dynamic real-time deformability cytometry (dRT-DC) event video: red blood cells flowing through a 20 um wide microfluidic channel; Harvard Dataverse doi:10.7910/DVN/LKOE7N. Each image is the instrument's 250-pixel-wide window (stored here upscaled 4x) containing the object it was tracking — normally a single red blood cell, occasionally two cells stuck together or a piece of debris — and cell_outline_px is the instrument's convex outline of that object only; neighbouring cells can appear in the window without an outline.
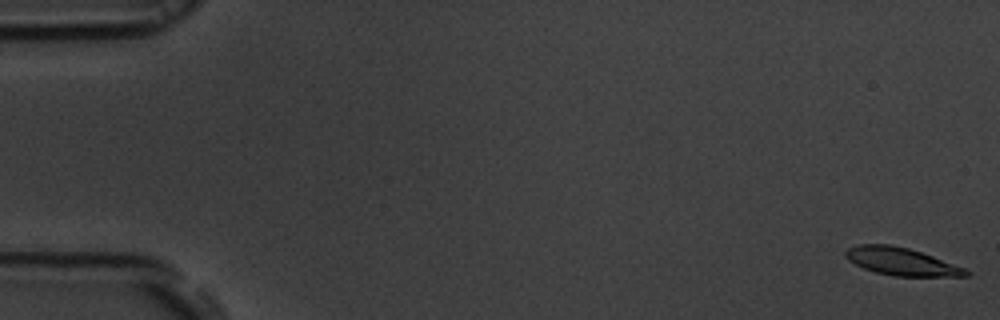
{"species": "common noctule bat (a hibernating species)", "species_latin": "Nyctalus noctula", "temperature_condition": "room temperature", "stored_images_in_passage": 55, "camera_frame_rate_fps": 3000, "um_per_image_px": 0.085, "animal": {"sex": "male", "body_mass_g": 19.5, "forearm_length_mm": 54.6}, "frame": {"image": 1, "passage_image": 1, "time_ms": 0.0, "image_size_px": [1000, 320], "cell_outline_px": [[972, 272], [968, 276], [892, 276], [876, 272], [864, 268], [848, 260], [844, 256], [844, 252], [848, 248], [856, 244], [888, 244], [908, 248], [932, 256], [964, 268]], "centroid_in_image_um": [76.58, 22.23], "position_along_channel_um": 8.4, "area_um2": 19.25}}
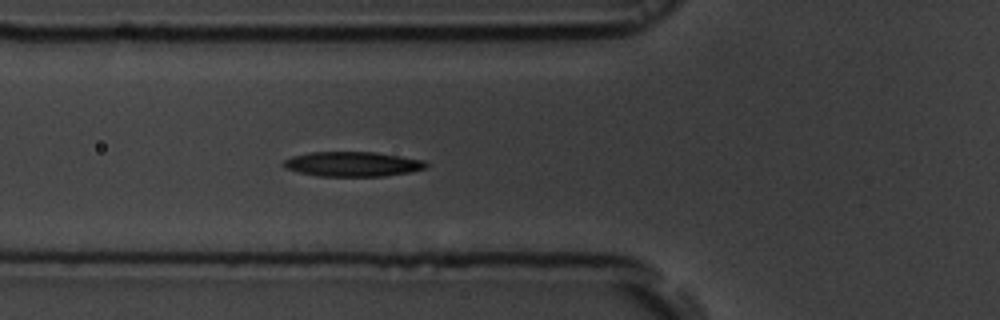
{"frame": {"image": 2, "passage_image": 20, "time_ms": 6.333, "image_size_px": [1000, 320], "cell_outline_px": [[428, 168], [412, 172], [384, 176], [316, 176], [284, 168], [280, 164], [284, 160], [292, 156], [312, 152], [376, 152], [424, 160], [428, 164]], "centroid_in_image_um": [29.98, 13.95], "position_along_channel_um": 95.8, "area_um2": 20.75}}
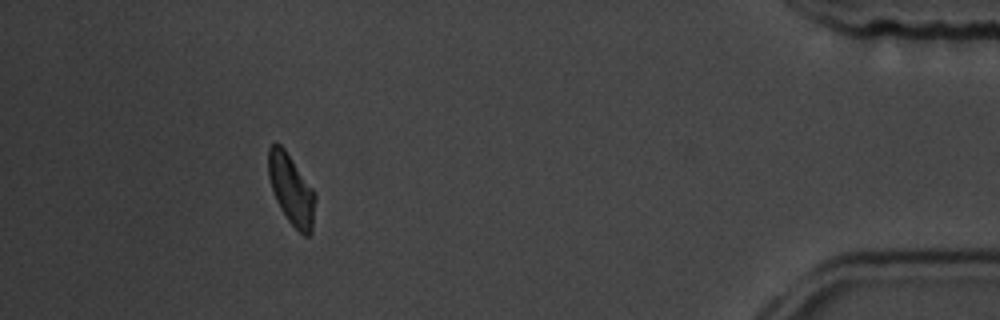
{"frame": {"image": 3, "passage_image": 50, "time_ms": 16.333, "image_size_px": [1000, 320], "cell_outline_px": [[316, 200], [312, 232], [308, 236], [304, 236], [288, 220], [280, 208], [276, 200], [268, 176], [268, 148], [276, 140], [284, 148], [316, 192]], "centroid_in_image_um": [24.77, 16.1], "position_along_channel_um": 410.4, "area_um2": 19.36}, "authors_computed_cell_mechanics": {"area_um2": 20.5768, "velocity_mm_per_s": 3.7223, "shape_relaxation_time_tau1_ms": 3.0125, "shape_relaxation_time_tau2_ms": 4.8116, "deformation_change_tau1": 0.1112, "deformation_change_tau2": 0.12}}